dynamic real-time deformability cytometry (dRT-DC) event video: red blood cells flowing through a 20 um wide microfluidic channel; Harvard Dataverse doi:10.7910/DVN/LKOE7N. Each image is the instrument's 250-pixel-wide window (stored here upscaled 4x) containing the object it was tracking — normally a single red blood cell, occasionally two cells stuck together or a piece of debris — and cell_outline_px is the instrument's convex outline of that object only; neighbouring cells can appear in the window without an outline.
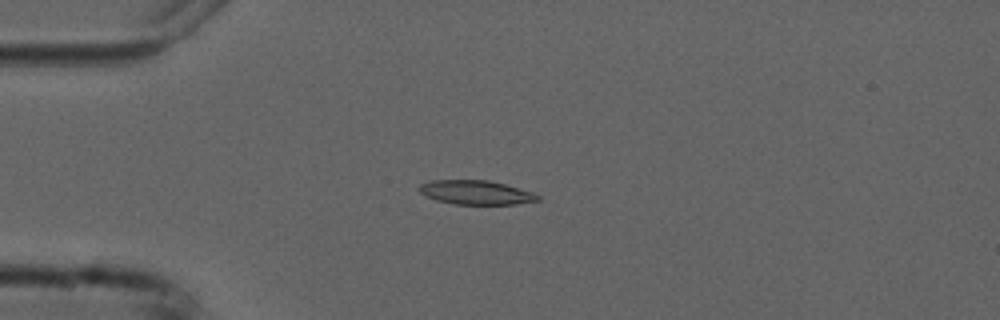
{"species": "common noctule bat (a hibernating species)", "species_latin": "Nyctalus noctula", "temperature_condition": "cold", "stored_images_in_passage": 6, "camera_frame_rate_fps": 3000, "um_per_image_px": 0.085, "animal": {"sex": "male", "forearm_length_mm": 52.5}, "frame": {"image": 1, "passage_image": 4, "time_ms": 3.333, "image_size_px": [1000, 320], "cell_outline_px": [[540, 200], [516, 204], [456, 204], [436, 200], [420, 192], [416, 188], [420, 184], [432, 180], [488, 180], [504, 184], [532, 192], [540, 196]], "centroid_in_image_um": [40.44, 16.35], "position_along_channel_um": 44.6, "area_um2": 16.53}}
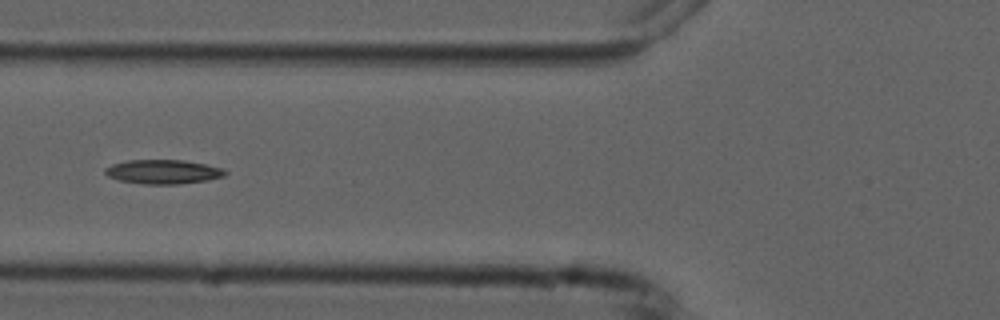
{"frame": {"image": 2, "passage_image": 6, "time_ms": 5.667, "image_size_px": [1000, 320], "cell_outline_px": [[228, 172], [224, 176], [208, 180], [180, 184], [144, 184], [120, 180], [108, 176], [104, 172], [104, 168], [112, 164], [128, 160], [184, 160], [224, 168]], "centroid_in_image_um": [13.88, 14.6], "position_along_channel_um": 111.9, "area_um2": 16.94}}